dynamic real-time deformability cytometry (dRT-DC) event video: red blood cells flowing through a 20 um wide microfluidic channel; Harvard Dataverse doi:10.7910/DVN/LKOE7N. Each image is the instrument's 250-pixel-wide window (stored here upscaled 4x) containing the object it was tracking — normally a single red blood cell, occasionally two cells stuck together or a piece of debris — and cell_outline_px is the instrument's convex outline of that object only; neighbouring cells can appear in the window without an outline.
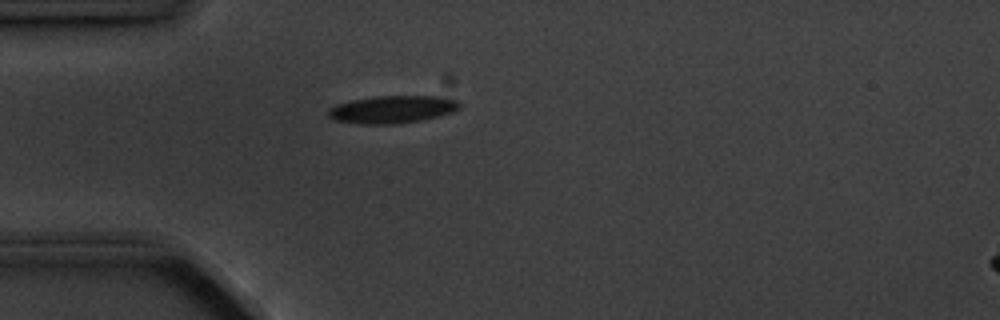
{"species": "common noctule bat (a hibernating species)", "species_latin": "Nyctalus noctula", "temperature_condition": "cold", "stored_images_in_passage": 5, "camera_frame_rate_fps": 3000, "um_per_image_px": 0.085, "animal": {"sex": "male", "body_mass_g": 20.1, "forearm_length_mm": 53.5}, "frame": {"image": 1, "passage_image": 5, "time_ms": 5.667, "image_size_px": [1000, 320], "cell_outline_px": [[460, 108], [452, 112], [420, 120], [400, 124], [360, 124], [336, 120], [328, 116], [328, 108], [336, 104], [352, 100], [372, 96], [440, 96], [456, 100], [460, 104]], "centroid_in_image_um": [33.32, 9.29], "position_along_channel_um": 51.7, "area_um2": 21.1}}